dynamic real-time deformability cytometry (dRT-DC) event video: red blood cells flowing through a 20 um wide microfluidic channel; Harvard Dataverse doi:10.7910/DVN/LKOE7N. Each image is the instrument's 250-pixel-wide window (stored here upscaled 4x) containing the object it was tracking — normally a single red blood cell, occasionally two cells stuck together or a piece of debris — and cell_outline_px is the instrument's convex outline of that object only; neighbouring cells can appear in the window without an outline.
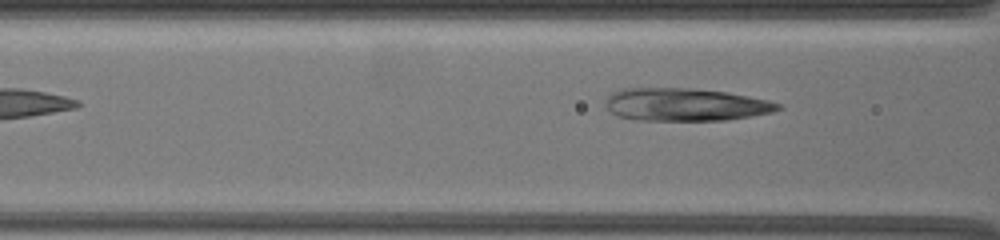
{"species": "common noctule bat (a hibernating species)", "species_latin": "Nyctalus noctula", "temperature_condition": "warm", "stored_images_in_passage": 9, "camera_frame_rate_fps": 3000, "um_per_image_px": 0.085, "animal": {"sex": "female", "body_mass_g": 19.5, "forearm_length_mm": 54.1}, "frame": {"image": 1, "passage_image": 7, "time_ms": 2.0, "image_size_px": [1000, 240], "cell_outline_px": [[784, 108], [772, 112], [728, 120], [636, 120], [616, 116], [604, 104], [604, 100], [612, 92], [620, 88], [692, 88], [724, 92], [748, 96], [768, 100], [780, 104]], "centroid_in_image_um": [58.22, 8.89], "position_along_channel_um": 108.4, "area_um2": 33.06}}